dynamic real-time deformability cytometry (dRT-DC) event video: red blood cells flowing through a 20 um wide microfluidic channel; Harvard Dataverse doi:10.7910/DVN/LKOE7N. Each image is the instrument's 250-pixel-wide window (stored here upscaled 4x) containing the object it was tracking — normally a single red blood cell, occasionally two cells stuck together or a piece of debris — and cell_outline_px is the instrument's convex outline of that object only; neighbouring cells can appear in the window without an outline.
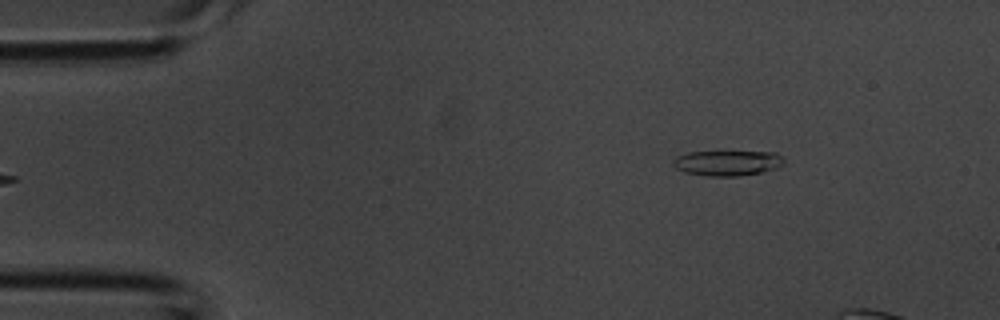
{"species": "common noctule bat (a hibernating species)", "species_latin": "Nyctalus noctula", "temperature_condition": "room temperature", "stored_images_in_passage": 2, "camera_frame_rate_fps": 3000, "um_per_image_px": 0.085, "animal": {"sex": "male", "body_mass_g": 20.1, "forearm_length_mm": 53.5}, "frame": {"image": 1, "passage_image": 2, "time_ms": 0.333, "image_size_px": [1000, 320], "cell_outline_px": [[784, 164], [776, 168], [760, 172], [740, 176], [708, 176], [684, 172], [676, 168], [672, 164], [672, 160], [676, 156], [688, 152], [776, 152], [784, 156]], "centroid_in_image_um": [61.83, 13.85], "position_along_channel_um": 23.2, "area_um2": 16.42}}